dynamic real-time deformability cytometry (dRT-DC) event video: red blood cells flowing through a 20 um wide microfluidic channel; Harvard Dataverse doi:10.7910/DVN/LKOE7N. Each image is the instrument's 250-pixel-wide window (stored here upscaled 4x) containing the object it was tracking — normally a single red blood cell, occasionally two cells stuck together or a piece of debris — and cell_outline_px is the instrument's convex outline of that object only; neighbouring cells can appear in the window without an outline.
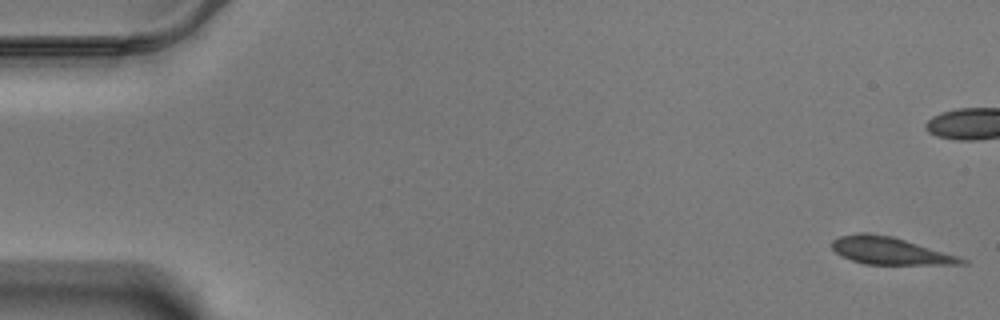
{"species": "Egyptian fruit bat (a non-hibernating species)", "species_latin": "Rousettus aegyptiacus", "temperature_condition": "warm", "stored_images_in_passage": 59, "camera_frame_rate_fps": 3000, "um_per_image_px": 0.085, "animal": {"sex": "male"}, "frame": {"image": 1, "passage_image": 1, "time_ms": 0.0, "image_size_px": [1000, 320], "cell_outline_px": [[968, 264], [864, 264], [840, 256], [832, 248], [832, 240], [840, 236], [860, 232], [864, 232], [892, 236], [960, 256], [968, 260]], "centroid_in_image_um": [75.65, 21.31], "position_along_channel_um": 9.3, "area_um2": 20.63}}
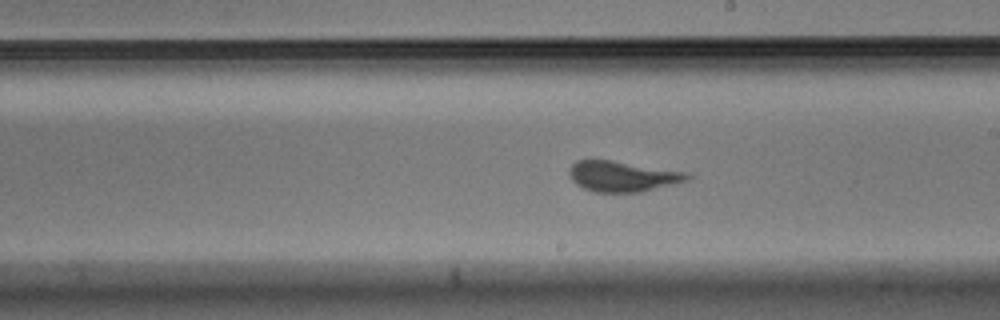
{"frame": {"image": 2, "passage_image": 33, "time_ms": 10.667, "image_size_px": [1000, 320], "cell_outline_px": [[692, 176], [688, 180], [640, 192], [596, 192], [584, 188], [576, 184], [572, 180], [568, 172], [568, 168], [576, 160], [612, 160], [688, 172]], "centroid_in_image_um": [52.9, 14.98], "position_along_channel_um": 236.1, "area_um2": 20.98}}
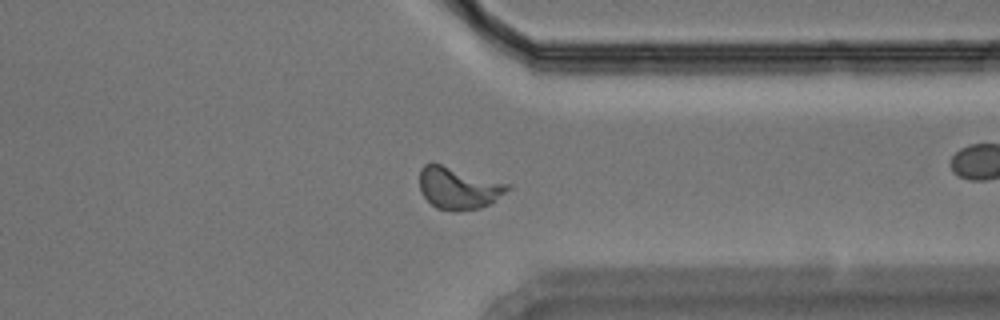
{"frame": {"image": 3, "passage_image": 45, "time_ms": 14.667, "image_size_px": [1000, 320], "cell_outline_px": [[512, 188], [488, 204], [480, 208], [456, 212], [436, 208], [420, 192], [420, 168], [424, 164], [440, 164], [512, 184]], "centroid_in_image_um": [38.98, 15.99], "position_along_channel_um": 372.4, "area_um2": 21.5}}